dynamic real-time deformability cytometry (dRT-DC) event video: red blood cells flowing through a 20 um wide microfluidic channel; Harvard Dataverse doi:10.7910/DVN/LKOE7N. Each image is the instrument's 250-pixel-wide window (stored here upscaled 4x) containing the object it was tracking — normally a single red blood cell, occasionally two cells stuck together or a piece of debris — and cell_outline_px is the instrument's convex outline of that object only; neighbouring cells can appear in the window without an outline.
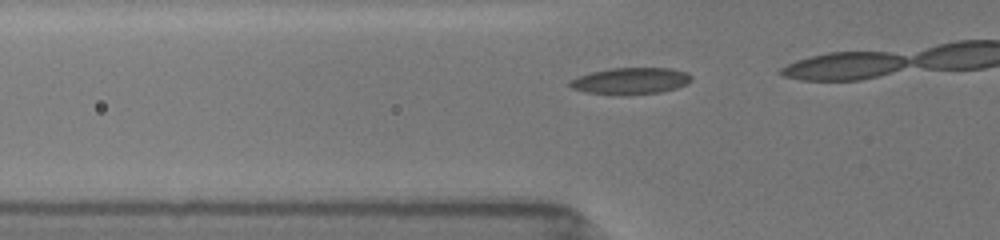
{"species": "common noctule bat (a hibernating species)", "species_latin": "Nyctalus noctula", "temperature_condition": "room temperature", "stored_images_in_passage": 15, "camera_frame_rate_fps": 3000, "um_per_image_px": 0.085, "animal": {"sex": "female", "body_mass_g": 19.5, "forearm_length_mm": 54.1}, "frame": {"image": 1, "passage_image": 10, "time_ms": 3.0, "image_size_px": [1000, 240], "cell_outline_px": [[692, 80], [688, 84], [676, 88], [660, 92], [584, 92], [572, 88], [568, 84], [568, 80], [576, 76], [592, 72], [612, 68], [668, 68], [684, 72], [692, 76]], "centroid_in_image_um": [53.59, 6.83], "position_along_channel_um": 72.2, "area_um2": 17.98}}